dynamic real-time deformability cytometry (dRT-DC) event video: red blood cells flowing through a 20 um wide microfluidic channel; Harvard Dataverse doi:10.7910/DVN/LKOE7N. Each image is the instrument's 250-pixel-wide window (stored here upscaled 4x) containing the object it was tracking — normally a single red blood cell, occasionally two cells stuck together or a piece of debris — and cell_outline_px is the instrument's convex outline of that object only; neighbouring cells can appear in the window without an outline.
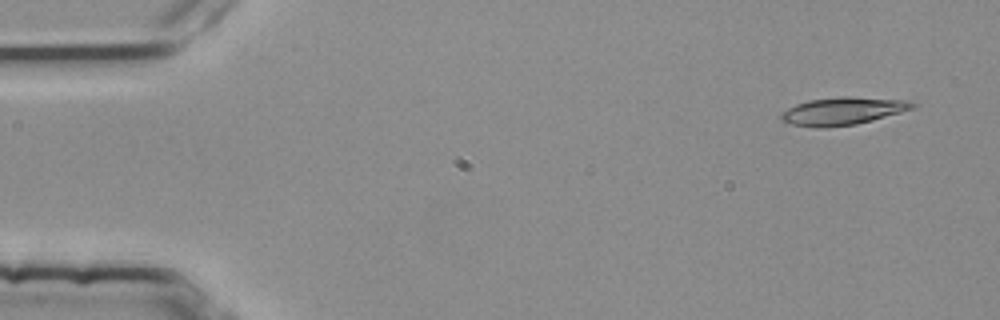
{"species": "common noctule bat (a hibernating species)", "species_latin": "Nyctalus noctula", "temperature_condition": "room temperature", "stored_images_in_passage": 4, "camera_frame_rate_fps": 3000, "um_per_image_px": 0.085, "animal": {"sex": "female", "body_mass_g": 25.1}, "frame": {"image": 1, "passage_image": 1, "time_ms": 0.0, "image_size_px": [1000, 320], "cell_outline_px": [[920, 104], [912, 108], [900, 112], [872, 120], [856, 124], [824, 128], [816, 128], [792, 124], [780, 120], [780, 112], [796, 104], [808, 100], [844, 96], [848, 96], [908, 100]], "centroid_in_image_um": [71.62, 9.44], "position_along_channel_um": 13.4, "area_um2": 21.27}}
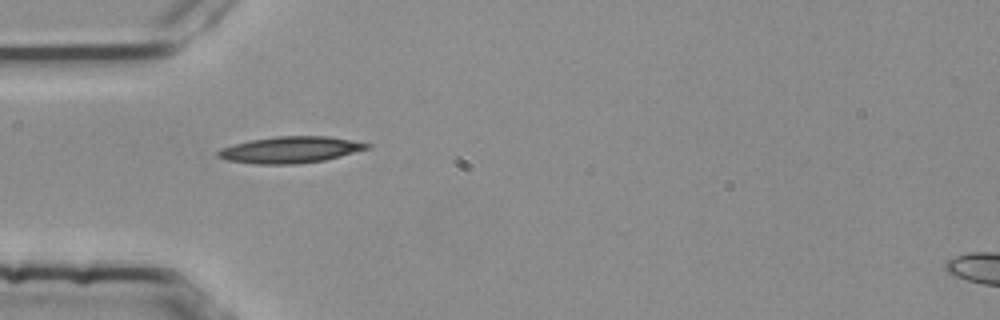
{"frame": {"image": 2, "passage_image": 4, "time_ms": 1.0, "image_size_px": [1000, 320], "cell_outline_px": [[372, 148], [324, 160], [296, 164], [256, 164], [224, 160], [216, 156], [216, 152], [220, 148], [248, 140], [276, 136], [328, 136], [372, 144]], "centroid_in_image_um": [24.65, 12.73], "position_along_channel_um": 60.4, "area_um2": 23.18}}